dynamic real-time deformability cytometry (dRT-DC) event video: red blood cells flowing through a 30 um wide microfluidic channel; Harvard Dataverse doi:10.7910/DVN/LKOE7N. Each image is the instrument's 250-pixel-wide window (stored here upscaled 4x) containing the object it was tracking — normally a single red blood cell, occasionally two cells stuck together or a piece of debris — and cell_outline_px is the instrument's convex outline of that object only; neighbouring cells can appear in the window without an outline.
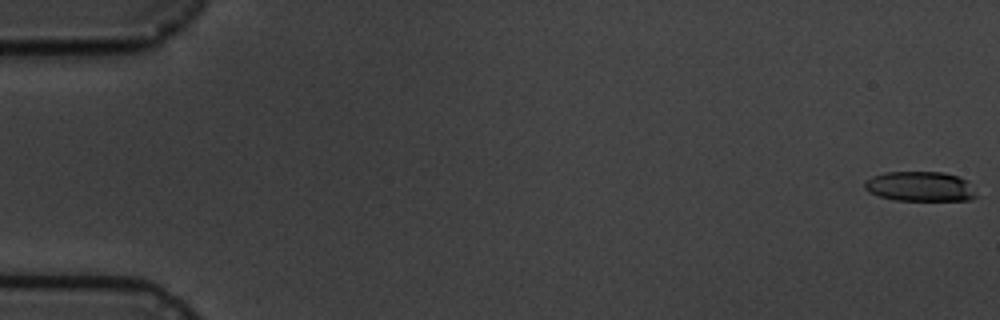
{"species": "common noctule bat (a hibernating species)", "species_latin": "Nyctalus noctula", "temperature_condition": "cold", "stored_images_in_passage": 6, "camera_frame_rate_fps": 3000, "um_per_image_px": 0.085, "animal": {"sex": "male", "body_mass_g": 19.5, "forearm_length_mm": 54.6}, "frame": {"image": 1, "passage_image": 1, "time_ms": 0.0, "image_size_px": [1000, 320], "cell_outline_px": [[976, 196], [972, 200], [896, 200], [880, 196], [868, 192], [864, 188], [864, 184], [872, 176], [884, 172], [944, 172], [960, 176], [968, 180], [976, 192]], "centroid_in_image_um": [78.25, 15.84], "position_along_channel_um": 6.8, "area_um2": 19.54}}
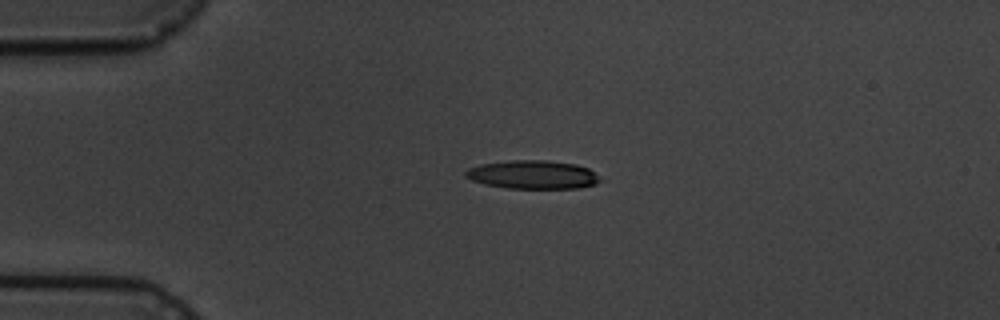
{"frame": {"image": 2, "passage_image": 4, "time_ms": 4.333, "image_size_px": [1000, 320], "cell_outline_px": [[600, 180], [596, 184], [580, 188], [508, 188], [484, 184], [472, 180], [464, 176], [464, 172], [468, 168], [480, 164], [512, 160], [544, 160], [576, 164], [588, 168]], "centroid_in_image_um": [45.24, 14.84], "position_along_channel_um": 39.8, "area_um2": 22.2}}
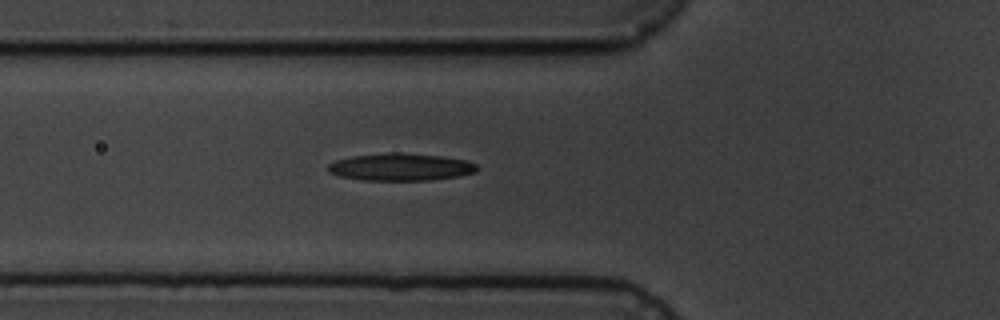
{"frame": {"image": 3, "passage_image": 6, "time_ms": 6.667, "image_size_px": [1000, 320], "cell_outline_px": [[480, 168], [476, 172], [460, 176], [428, 180], [360, 180], [340, 176], [328, 172], [328, 164], [336, 160], [352, 156], [388, 152], [400, 152], [440, 156], [468, 160], [476, 164]], "centroid_in_image_um": [34.08, 14.19], "position_along_channel_um": 91.7, "area_um2": 23.93}}